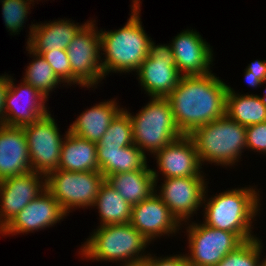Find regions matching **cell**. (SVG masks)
<instances>
[{"label":"cell","mask_w":266,"mask_h":266,"mask_svg":"<svg viewBox=\"0 0 266 266\" xmlns=\"http://www.w3.org/2000/svg\"><path fill=\"white\" fill-rule=\"evenodd\" d=\"M146 106L132 115L124 109L131 118L133 141L146 155H151L163 149L166 145L183 136L172 113L171 105L166 98L151 97Z\"/></svg>","instance_id":"cell-6"},{"label":"cell","mask_w":266,"mask_h":266,"mask_svg":"<svg viewBox=\"0 0 266 266\" xmlns=\"http://www.w3.org/2000/svg\"><path fill=\"white\" fill-rule=\"evenodd\" d=\"M65 216L57 200L45 189L19 212L0 231V234L4 236L33 233L39 229L52 227Z\"/></svg>","instance_id":"cell-16"},{"label":"cell","mask_w":266,"mask_h":266,"mask_svg":"<svg viewBox=\"0 0 266 266\" xmlns=\"http://www.w3.org/2000/svg\"><path fill=\"white\" fill-rule=\"evenodd\" d=\"M72 20L59 19L49 23L31 24L27 47L33 52H47L68 48L69 43L77 33L89 22L75 23Z\"/></svg>","instance_id":"cell-20"},{"label":"cell","mask_w":266,"mask_h":266,"mask_svg":"<svg viewBox=\"0 0 266 266\" xmlns=\"http://www.w3.org/2000/svg\"><path fill=\"white\" fill-rule=\"evenodd\" d=\"M179 254L173 256L156 257L148 254V256L142 261L144 266H189L186 258V254Z\"/></svg>","instance_id":"cell-33"},{"label":"cell","mask_w":266,"mask_h":266,"mask_svg":"<svg viewBox=\"0 0 266 266\" xmlns=\"http://www.w3.org/2000/svg\"><path fill=\"white\" fill-rule=\"evenodd\" d=\"M170 45L181 76H202L212 72V47L196 30L181 31Z\"/></svg>","instance_id":"cell-17"},{"label":"cell","mask_w":266,"mask_h":266,"mask_svg":"<svg viewBox=\"0 0 266 266\" xmlns=\"http://www.w3.org/2000/svg\"><path fill=\"white\" fill-rule=\"evenodd\" d=\"M150 41L149 54L136 71L140 86L148 96L166 98L181 78L171 45Z\"/></svg>","instance_id":"cell-11"},{"label":"cell","mask_w":266,"mask_h":266,"mask_svg":"<svg viewBox=\"0 0 266 266\" xmlns=\"http://www.w3.org/2000/svg\"><path fill=\"white\" fill-rule=\"evenodd\" d=\"M58 170L71 172L99 171L97 144L66 131Z\"/></svg>","instance_id":"cell-22"},{"label":"cell","mask_w":266,"mask_h":266,"mask_svg":"<svg viewBox=\"0 0 266 266\" xmlns=\"http://www.w3.org/2000/svg\"><path fill=\"white\" fill-rule=\"evenodd\" d=\"M22 128L27 139L31 170L45 176L58 170L64 138L51 114Z\"/></svg>","instance_id":"cell-10"},{"label":"cell","mask_w":266,"mask_h":266,"mask_svg":"<svg viewBox=\"0 0 266 266\" xmlns=\"http://www.w3.org/2000/svg\"><path fill=\"white\" fill-rule=\"evenodd\" d=\"M131 118L124 108L111 121L97 148H123L133 145Z\"/></svg>","instance_id":"cell-28"},{"label":"cell","mask_w":266,"mask_h":266,"mask_svg":"<svg viewBox=\"0 0 266 266\" xmlns=\"http://www.w3.org/2000/svg\"><path fill=\"white\" fill-rule=\"evenodd\" d=\"M121 266H144V264L142 262L140 263H135V264H121Z\"/></svg>","instance_id":"cell-38"},{"label":"cell","mask_w":266,"mask_h":266,"mask_svg":"<svg viewBox=\"0 0 266 266\" xmlns=\"http://www.w3.org/2000/svg\"><path fill=\"white\" fill-rule=\"evenodd\" d=\"M9 87V75L2 74L0 75V125H3L4 122V107H5V100L7 89Z\"/></svg>","instance_id":"cell-34"},{"label":"cell","mask_w":266,"mask_h":266,"mask_svg":"<svg viewBox=\"0 0 266 266\" xmlns=\"http://www.w3.org/2000/svg\"><path fill=\"white\" fill-rule=\"evenodd\" d=\"M247 149L253 152L266 153V121L246 127ZM263 152V153H262Z\"/></svg>","instance_id":"cell-32"},{"label":"cell","mask_w":266,"mask_h":266,"mask_svg":"<svg viewBox=\"0 0 266 266\" xmlns=\"http://www.w3.org/2000/svg\"><path fill=\"white\" fill-rule=\"evenodd\" d=\"M92 207L98 209L100 226L130 223L132 206L107 180L102 184Z\"/></svg>","instance_id":"cell-26"},{"label":"cell","mask_w":266,"mask_h":266,"mask_svg":"<svg viewBox=\"0 0 266 266\" xmlns=\"http://www.w3.org/2000/svg\"><path fill=\"white\" fill-rule=\"evenodd\" d=\"M130 224L150 243L164 234H176L181 223L157 195V190L147 199L132 205Z\"/></svg>","instance_id":"cell-15"},{"label":"cell","mask_w":266,"mask_h":266,"mask_svg":"<svg viewBox=\"0 0 266 266\" xmlns=\"http://www.w3.org/2000/svg\"><path fill=\"white\" fill-rule=\"evenodd\" d=\"M26 50L32 55L33 60L25 69V76L22 79L48 98L54 88L63 82L40 54L31 51L28 47Z\"/></svg>","instance_id":"cell-27"},{"label":"cell","mask_w":266,"mask_h":266,"mask_svg":"<svg viewBox=\"0 0 266 266\" xmlns=\"http://www.w3.org/2000/svg\"><path fill=\"white\" fill-rule=\"evenodd\" d=\"M225 114L243 126L266 121V106L258 95L239 94L229 86L226 94Z\"/></svg>","instance_id":"cell-25"},{"label":"cell","mask_w":266,"mask_h":266,"mask_svg":"<svg viewBox=\"0 0 266 266\" xmlns=\"http://www.w3.org/2000/svg\"><path fill=\"white\" fill-rule=\"evenodd\" d=\"M262 245V240L258 237L245 241L215 266H261Z\"/></svg>","instance_id":"cell-29"},{"label":"cell","mask_w":266,"mask_h":266,"mask_svg":"<svg viewBox=\"0 0 266 266\" xmlns=\"http://www.w3.org/2000/svg\"><path fill=\"white\" fill-rule=\"evenodd\" d=\"M229 86L214 73L181 76L176 88L166 97L175 123L183 135H190L225 115Z\"/></svg>","instance_id":"cell-1"},{"label":"cell","mask_w":266,"mask_h":266,"mask_svg":"<svg viewBox=\"0 0 266 266\" xmlns=\"http://www.w3.org/2000/svg\"><path fill=\"white\" fill-rule=\"evenodd\" d=\"M105 180L100 171L55 170L46 176V189L68 216L75 208L92 207Z\"/></svg>","instance_id":"cell-7"},{"label":"cell","mask_w":266,"mask_h":266,"mask_svg":"<svg viewBox=\"0 0 266 266\" xmlns=\"http://www.w3.org/2000/svg\"><path fill=\"white\" fill-rule=\"evenodd\" d=\"M189 136L195 143L201 166L204 162L233 166L239 162L242 150L247 149L246 126L226 114L196 128Z\"/></svg>","instance_id":"cell-5"},{"label":"cell","mask_w":266,"mask_h":266,"mask_svg":"<svg viewBox=\"0 0 266 266\" xmlns=\"http://www.w3.org/2000/svg\"><path fill=\"white\" fill-rule=\"evenodd\" d=\"M163 178L205 177L195 143L189 135L174 140L154 154Z\"/></svg>","instance_id":"cell-18"},{"label":"cell","mask_w":266,"mask_h":266,"mask_svg":"<svg viewBox=\"0 0 266 266\" xmlns=\"http://www.w3.org/2000/svg\"><path fill=\"white\" fill-rule=\"evenodd\" d=\"M46 189V176L33 172L0 181V231Z\"/></svg>","instance_id":"cell-14"},{"label":"cell","mask_w":266,"mask_h":266,"mask_svg":"<svg viewBox=\"0 0 266 266\" xmlns=\"http://www.w3.org/2000/svg\"><path fill=\"white\" fill-rule=\"evenodd\" d=\"M158 172L136 170L106 177L111 186L132 206L150 197L157 188Z\"/></svg>","instance_id":"cell-23"},{"label":"cell","mask_w":266,"mask_h":266,"mask_svg":"<svg viewBox=\"0 0 266 266\" xmlns=\"http://www.w3.org/2000/svg\"><path fill=\"white\" fill-rule=\"evenodd\" d=\"M131 14L128 22L118 30L101 29V60L103 75L110 72L126 74L137 71L147 58L150 37L146 34L140 18V0H132ZM105 52V53H104Z\"/></svg>","instance_id":"cell-2"},{"label":"cell","mask_w":266,"mask_h":266,"mask_svg":"<svg viewBox=\"0 0 266 266\" xmlns=\"http://www.w3.org/2000/svg\"><path fill=\"white\" fill-rule=\"evenodd\" d=\"M253 186L235 188L203 200L204 220L209 227L237 234L244 242L256 238L252 223L260 210V191ZM207 199V200H206Z\"/></svg>","instance_id":"cell-3"},{"label":"cell","mask_w":266,"mask_h":266,"mask_svg":"<svg viewBox=\"0 0 266 266\" xmlns=\"http://www.w3.org/2000/svg\"><path fill=\"white\" fill-rule=\"evenodd\" d=\"M94 22L89 20L66 49L71 66V84L84 88H93L105 78L101 64L100 33Z\"/></svg>","instance_id":"cell-8"},{"label":"cell","mask_w":266,"mask_h":266,"mask_svg":"<svg viewBox=\"0 0 266 266\" xmlns=\"http://www.w3.org/2000/svg\"><path fill=\"white\" fill-rule=\"evenodd\" d=\"M163 180L157 195L183 225L202 207L205 193L208 192L207 179L188 176Z\"/></svg>","instance_id":"cell-12"},{"label":"cell","mask_w":266,"mask_h":266,"mask_svg":"<svg viewBox=\"0 0 266 266\" xmlns=\"http://www.w3.org/2000/svg\"><path fill=\"white\" fill-rule=\"evenodd\" d=\"M261 266H266V256L262 259Z\"/></svg>","instance_id":"cell-39"},{"label":"cell","mask_w":266,"mask_h":266,"mask_svg":"<svg viewBox=\"0 0 266 266\" xmlns=\"http://www.w3.org/2000/svg\"><path fill=\"white\" fill-rule=\"evenodd\" d=\"M13 80L15 79L9 75L3 125L23 127L50 113L45 103L48 101L46 96L23 80L18 86Z\"/></svg>","instance_id":"cell-13"},{"label":"cell","mask_w":266,"mask_h":266,"mask_svg":"<svg viewBox=\"0 0 266 266\" xmlns=\"http://www.w3.org/2000/svg\"><path fill=\"white\" fill-rule=\"evenodd\" d=\"M187 223L189 266H215L244 241L235 233L209 227L204 223Z\"/></svg>","instance_id":"cell-9"},{"label":"cell","mask_w":266,"mask_h":266,"mask_svg":"<svg viewBox=\"0 0 266 266\" xmlns=\"http://www.w3.org/2000/svg\"><path fill=\"white\" fill-rule=\"evenodd\" d=\"M244 77L246 83L251 87L257 88L258 86L261 87V85H264V83L260 79H258L252 72L245 70Z\"/></svg>","instance_id":"cell-36"},{"label":"cell","mask_w":266,"mask_h":266,"mask_svg":"<svg viewBox=\"0 0 266 266\" xmlns=\"http://www.w3.org/2000/svg\"><path fill=\"white\" fill-rule=\"evenodd\" d=\"M31 171L27 139L23 128L0 125V181Z\"/></svg>","instance_id":"cell-19"},{"label":"cell","mask_w":266,"mask_h":266,"mask_svg":"<svg viewBox=\"0 0 266 266\" xmlns=\"http://www.w3.org/2000/svg\"><path fill=\"white\" fill-rule=\"evenodd\" d=\"M149 244L130 223L111 224L94 229L82 248L80 247L79 254L87 260L135 264L148 256L143 252Z\"/></svg>","instance_id":"cell-4"},{"label":"cell","mask_w":266,"mask_h":266,"mask_svg":"<svg viewBox=\"0 0 266 266\" xmlns=\"http://www.w3.org/2000/svg\"><path fill=\"white\" fill-rule=\"evenodd\" d=\"M97 162L105 178L116 173L152 170L146 155L135 144L123 148H97Z\"/></svg>","instance_id":"cell-24"},{"label":"cell","mask_w":266,"mask_h":266,"mask_svg":"<svg viewBox=\"0 0 266 266\" xmlns=\"http://www.w3.org/2000/svg\"><path fill=\"white\" fill-rule=\"evenodd\" d=\"M6 29L11 35L20 34L34 0H0ZM33 2V3H32ZM13 33V34H12Z\"/></svg>","instance_id":"cell-30"},{"label":"cell","mask_w":266,"mask_h":266,"mask_svg":"<svg viewBox=\"0 0 266 266\" xmlns=\"http://www.w3.org/2000/svg\"><path fill=\"white\" fill-rule=\"evenodd\" d=\"M123 108L115 99L100 102L82 112L70 124L68 131L91 142L98 143L105 134L111 121Z\"/></svg>","instance_id":"cell-21"},{"label":"cell","mask_w":266,"mask_h":266,"mask_svg":"<svg viewBox=\"0 0 266 266\" xmlns=\"http://www.w3.org/2000/svg\"><path fill=\"white\" fill-rule=\"evenodd\" d=\"M264 84H266V82ZM264 91H265V92H263L264 95L261 97L259 96V98H260L261 102L266 106V87H265Z\"/></svg>","instance_id":"cell-37"},{"label":"cell","mask_w":266,"mask_h":266,"mask_svg":"<svg viewBox=\"0 0 266 266\" xmlns=\"http://www.w3.org/2000/svg\"><path fill=\"white\" fill-rule=\"evenodd\" d=\"M40 54L52 67L57 77L65 84L71 85V66L67 51L56 49L47 52H35Z\"/></svg>","instance_id":"cell-31"},{"label":"cell","mask_w":266,"mask_h":266,"mask_svg":"<svg viewBox=\"0 0 266 266\" xmlns=\"http://www.w3.org/2000/svg\"><path fill=\"white\" fill-rule=\"evenodd\" d=\"M245 70L252 72L263 83L266 82V60L261 61L257 59L248 64Z\"/></svg>","instance_id":"cell-35"}]
</instances>
